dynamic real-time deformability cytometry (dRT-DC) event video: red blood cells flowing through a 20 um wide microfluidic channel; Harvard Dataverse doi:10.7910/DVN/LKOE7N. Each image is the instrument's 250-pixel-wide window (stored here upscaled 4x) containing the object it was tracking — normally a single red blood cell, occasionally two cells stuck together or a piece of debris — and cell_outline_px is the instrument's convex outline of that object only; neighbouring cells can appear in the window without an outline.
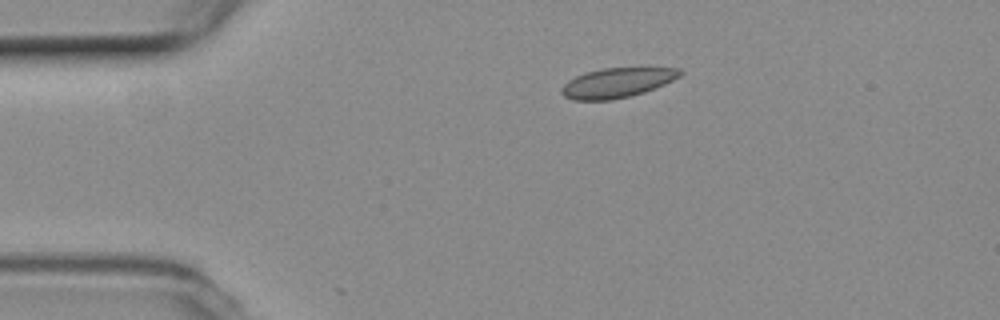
{"species": "common noctule bat (a hibernating species)", "species_latin": "Nyctalus noctula", "temperature_condition": "room temperature", "stored_images_in_passage": 32, "camera_frame_rate_fps": 3000, "um_per_image_px": 0.085, "animal": {"sex": "female", "body_mass_g": 19.3, "forearm_length_mm": 54.1}, "frame": {"image": 1, "passage_image": 1, "time_ms": 0.0, "image_size_px": [1000, 320], "cell_outline_px": [[684, 72], [680, 76], [664, 84], [644, 92], [612, 100], [572, 100], [564, 96], [560, 92], [560, 88], [568, 80], [584, 72], [604, 68], [680, 68]], "centroid_in_image_um": [52.41, 7.03], "position_along_channel_um": 32.6, "area_um2": 20.46}}
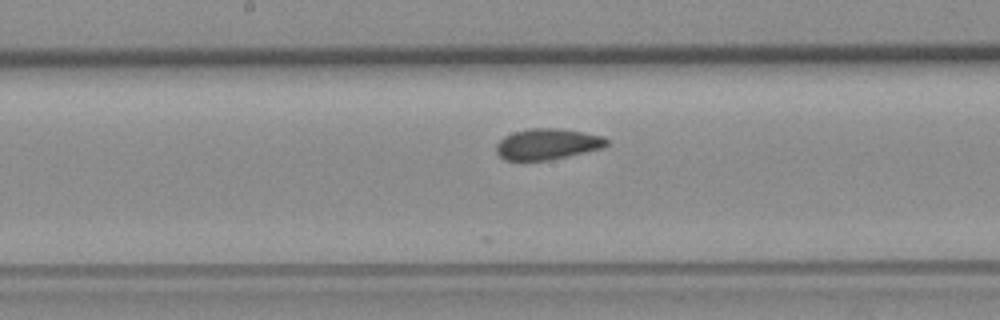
{"frame": {"image": 2, "passage_image": 18, "time_ms": 5.667, "image_size_px": [1000, 320], "cell_outline_px": [[608, 144], [604, 148], [548, 160], [504, 160], [496, 152], [496, 144], [504, 136], [516, 132], [532, 128], [556, 128], [604, 136], [608, 140]], "centroid_in_image_um": [46.53, 12.25], "position_along_channel_um": 201.7, "area_um2": 19.71}}
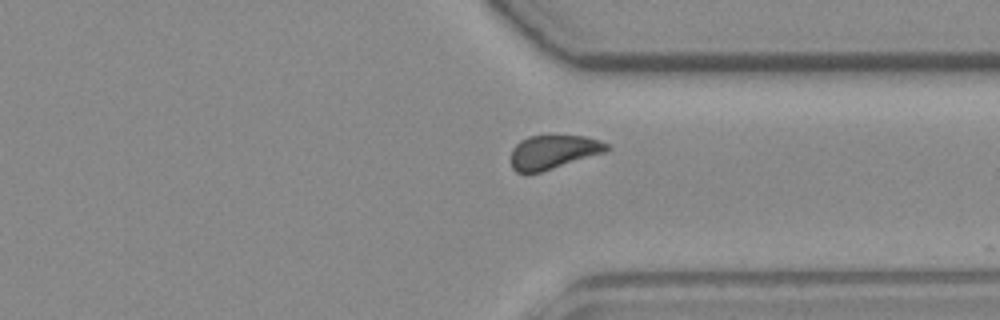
{"frame": {"image": 3, "passage_image": 31, "time_ms": 10.0, "image_size_px": [1000, 320], "cell_outline_px": [[608, 148], [604, 152], [528, 176], [516, 172], [512, 168], [508, 160], [512, 148], [520, 140], [528, 136], [584, 136], [600, 140], [608, 144]], "centroid_in_image_um": [46.91, 12.95], "position_along_channel_um": 364.5, "area_um2": 19.19}}